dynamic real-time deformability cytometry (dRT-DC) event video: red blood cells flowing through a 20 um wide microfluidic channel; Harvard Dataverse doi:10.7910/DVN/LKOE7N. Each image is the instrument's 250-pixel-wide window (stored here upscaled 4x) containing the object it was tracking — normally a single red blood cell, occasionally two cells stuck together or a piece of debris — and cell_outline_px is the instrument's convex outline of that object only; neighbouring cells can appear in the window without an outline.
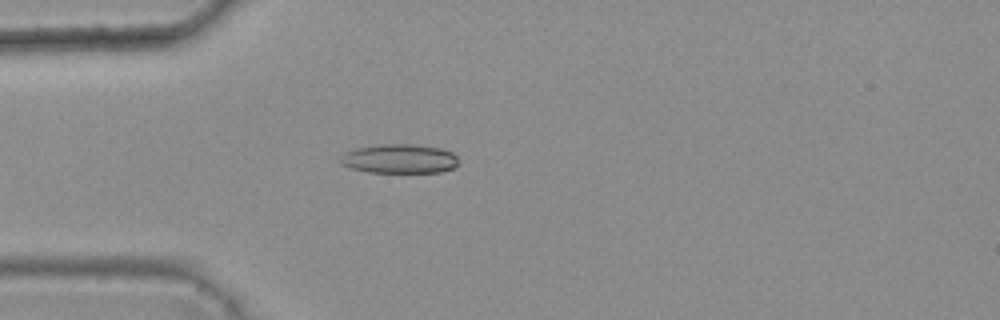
{"species": "common noctule bat (a hibernating species)", "species_latin": "Nyctalus noctula", "temperature_condition": "warm", "stored_images_in_passage": 5, "camera_frame_rate_fps": 3000, "um_per_image_px": 0.085, "animal": {"sex": "female", "body_mass_g": 25.1}, "frame": {"image": 1, "passage_image": 5, "time_ms": 1.333, "image_size_px": [1000, 320], "cell_outline_px": [[456, 164], [452, 168], [440, 172], [368, 172], [352, 168], [340, 164], [336, 160], [344, 152], [356, 148], [380, 144], [412, 144], [440, 148], [452, 152], [456, 156]], "centroid_in_image_um": [33.87, 13.49], "position_along_channel_um": 51.1, "area_um2": 20.11}}